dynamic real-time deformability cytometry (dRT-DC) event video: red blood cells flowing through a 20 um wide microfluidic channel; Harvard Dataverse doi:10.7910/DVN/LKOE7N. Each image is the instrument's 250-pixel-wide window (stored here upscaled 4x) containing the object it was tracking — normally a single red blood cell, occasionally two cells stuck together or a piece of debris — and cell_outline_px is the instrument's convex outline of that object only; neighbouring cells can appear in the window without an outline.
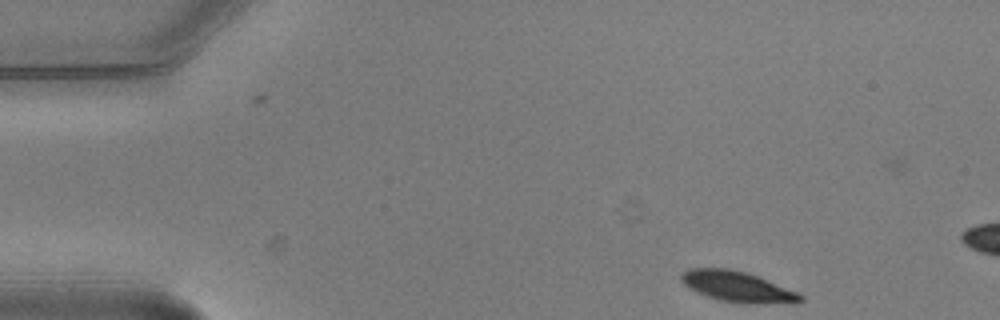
{"species": "common noctule bat (a hibernating species)", "species_latin": "Nyctalus noctula", "temperature_condition": "warm", "stored_images_in_passage": 3, "camera_frame_rate_fps": 3000, "um_per_image_px": 0.085, "animal": {"sex": "male", "body_mass_g": 20.5, "forearm_length_mm": 52.5}, "frame": {"image": 1, "passage_image": 1, "time_ms": 0.0, "image_size_px": [1000, 320], "cell_outline_px": [[804, 300], [756, 304], [744, 304], [720, 300], [696, 292], [688, 288], [680, 280], [680, 276], [688, 268], [728, 268], [744, 272], [756, 276], [796, 292], [804, 296]], "centroid_in_image_um": [62.58, 24.36], "position_along_channel_um": 22.4, "area_um2": 20.75}}